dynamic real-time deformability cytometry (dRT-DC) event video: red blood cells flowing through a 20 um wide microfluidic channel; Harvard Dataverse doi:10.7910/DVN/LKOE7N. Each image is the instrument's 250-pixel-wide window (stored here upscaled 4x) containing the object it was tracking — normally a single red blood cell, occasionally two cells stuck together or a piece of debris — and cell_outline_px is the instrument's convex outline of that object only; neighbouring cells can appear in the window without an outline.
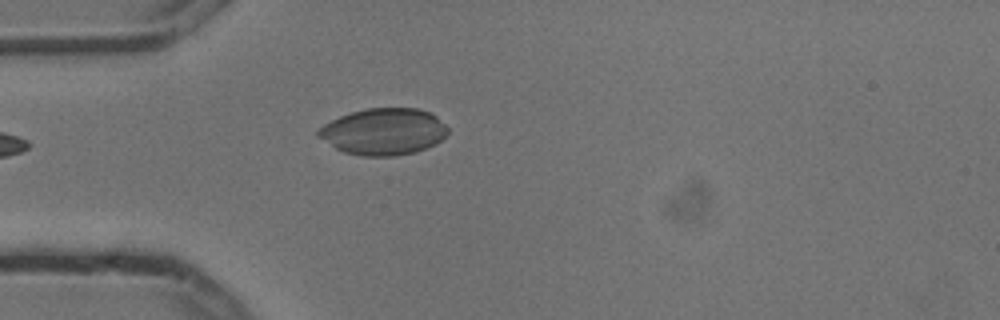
{"species": "common noctule bat (a hibernating species)", "species_latin": "Nyctalus noctula", "temperature_condition": "cold", "stored_images_in_passage": 4, "camera_frame_rate_fps": 3000, "um_per_image_px": 0.085, "animal": {"sex": "male", "body_mass_g": 13.3}, "frame": {"image": 1, "passage_image": 4, "time_ms": 1.0, "image_size_px": [1000, 320], "cell_outline_px": [[448, 132], [436, 144], [416, 152], [392, 156], [364, 156], [344, 152], [336, 148], [316, 136], [316, 132], [324, 124], [340, 116], [352, 112], [368, 108], [416, 108], [428, 112], [436, 116], [448, 128]], "centroid_in_image_um": [32.6, 11.19], "position_along_channel_um": 52.4, "area_um2": 35.03}}